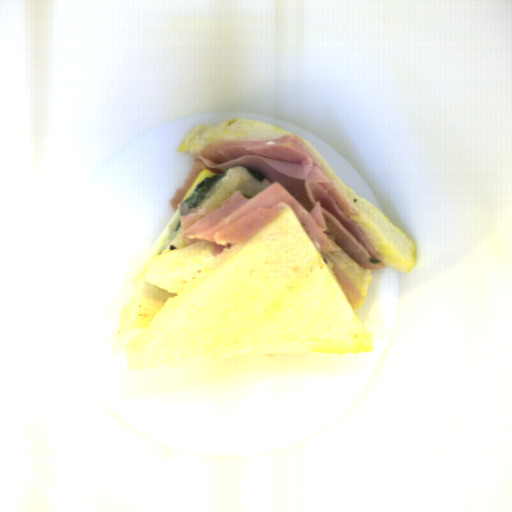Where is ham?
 I'll use <instances>...</instances> for the list:
<instances>
[{"label":"ham","instance_id":"09b19980","mask_svg":"<svg viewBox=\"0 0 512 512\" xmlns=\"http://www.w3.org/2000/svg\"><path fill=\"white\" fill-rule=\"evenodd\" d=\"M323 257L331 261L333 273L349 305L354 310L360 304L363 298L362 295L357 290V288L350 280V278L347 276V274L344 272V270L341 268V266L328 253L323 254Z\"/></svg>","mask_w":512,"mask_h":512},{"label":"ham","instance_id":"37f43c06","mask_svg":"<svg viewBox=\"0 0 512 512\" xmlns=\"http://www.w3.org/2000/svg\"><path fill=\"white\" fill-rule=\"evenodd\" d=\"M234 166L255 171L268 179L271 186L251 199H246L242 190L235 191L215 210L208 206L190 208L182 202L181 238L187 246L210 242L215 257L225 248L245 242L285 207H290L319 251L342 252L365 270L383 269L382 258L352 219L360 213L295 134L275 140L231 138L206 144L171 199L174 211L205 169L218 175ZM371 258L381 262L372 263Z\"/></svg>","mask_w":512,"mask_h":512}]
</instances>
